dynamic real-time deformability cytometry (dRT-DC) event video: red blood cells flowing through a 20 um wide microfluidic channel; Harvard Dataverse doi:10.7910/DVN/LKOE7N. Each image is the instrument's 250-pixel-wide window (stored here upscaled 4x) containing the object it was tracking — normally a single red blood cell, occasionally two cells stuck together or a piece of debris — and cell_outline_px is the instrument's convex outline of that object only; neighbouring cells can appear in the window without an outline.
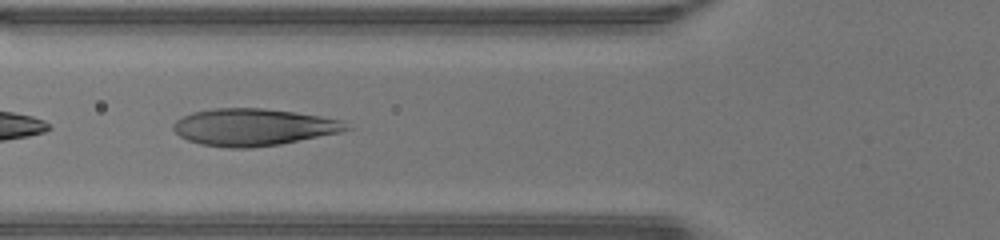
{"species": "human", "species_latin": "Homo sapiens", "temperature_condition": "warm", "stored_images_in_passage": 44, "camera_frame_rate_fps": 3000, "um_per_image_px": 0.085, "donor": {"sex": "male"}, "frame": {"image": 1, "passage_image": 16, "time_ms": 5.0, "image_size_px": [1000, 240], "cell_outline_px": [[356, 128], [340, 132], [280, 144], [248, 148], [228, 148], [200, 144], [188, 140], [180, 136], [172, 128], [172, 124], [176, 120], [192, 112], [212, 108], [264, 108], [296, 112], [344, 120]], "centroid_in_image_um": [21.58, 10.8], "position_along_channel_um": 104.2, "area_um2": 37.63}}
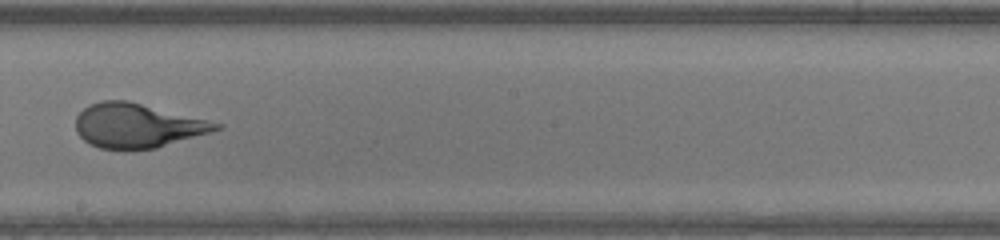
{"frame": {"image": 2, "passage_image": 25, "time_ms": 8.0, "image_size_px": [1000, 240], "cell_outline_px": [[224, 128], [212, 132], [156, 148], [100, 148], [84, 140], [76, 132], [76, 116], [88, 104], [100, 100], [128, 100], [224, 124]], "centroid_in_image_um": [11.69, 10.65], "position_along_channel_um": 236.5, "area_um2": 36.01}}
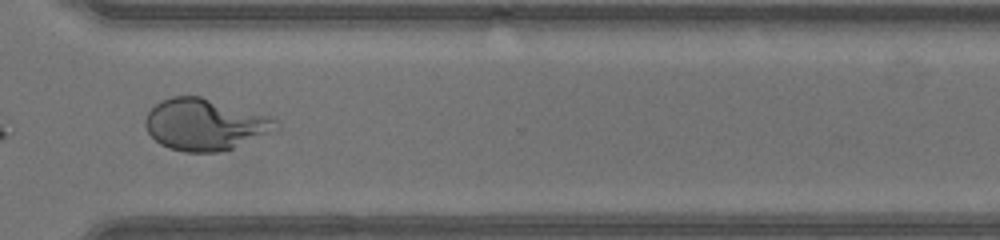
{"frame": {"image": 3, "passage_image": 33, "time_ms": 10.667, "image_size_px": [1000, 240], "cell_outline_px": [[280, 128], [232, 148], [220, 152], [184, 152], [168, 148], [160, 144], [148, 132], [144, 124], [144, 120], [148, 112], [156, 104], [172, 96], [200, 96], [268, 116], [276, 120]], "centroid_in_image_um": [17.38, 10.59], "position_along_channel_um": 353.2, "area_um2": 38.78}, "authors_computed_cell_mechanics": {"area_um2": 41.0091, "velocity_mm_per_s": 4.395, "shape_relaxation_time_tau1_ms": 5.3395, "shape_relaxation_time_tau2_ms": null, "deformation_change_tau1": 0.2711, "deformation_change_tau2": null}}